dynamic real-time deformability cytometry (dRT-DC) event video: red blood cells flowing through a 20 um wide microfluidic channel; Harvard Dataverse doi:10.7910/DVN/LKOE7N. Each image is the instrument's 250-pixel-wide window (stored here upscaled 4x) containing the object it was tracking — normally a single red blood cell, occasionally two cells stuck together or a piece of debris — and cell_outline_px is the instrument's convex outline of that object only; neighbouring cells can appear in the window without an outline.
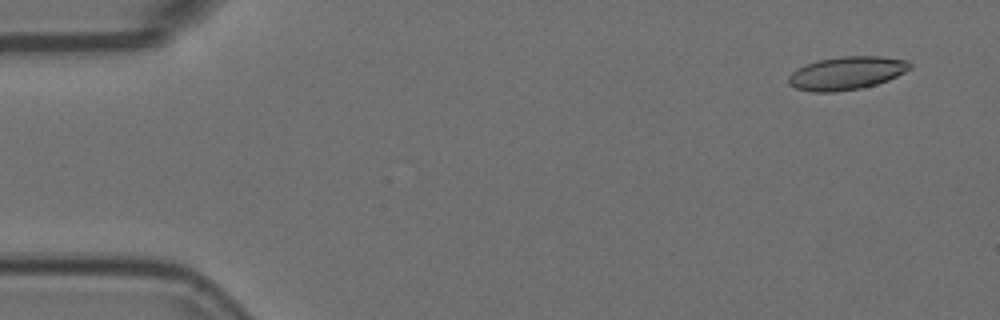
{"species": "Egyptian fruit bat (a non-hibernating species)", "species_latin": "Rousettus aegyptiacus", "temperature_condition": "room temperature", "stored_images_in_passage": 54, "camera_frame_rate_fps": 3000, "um_per_image_px": 0.085, "animal": {"sex": "female"}, "frame": {"image": 1, "passage_image": 3, "time_ms": 0.667, "image_size_px": [1000, 320], "cell_outline_px": [[912, 68], [888, 80], [876, 84], [860, 88], [836, 92], [812, 92], [796, 88], [788, 84], [788, 76], [796, 68], [820, 60], [840, 56], [880, 56], [908, 60], [912, 64]], "centroid_in_image_um": [71.96, 6.21], "position_along_channel_um": 13.0, "area_um2": 23.47}}
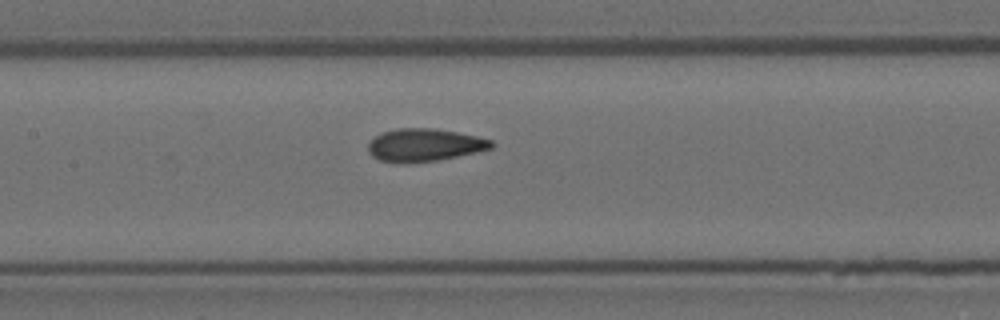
{"frame": {"image": 2, "passage_image": 25, "time_ms": 8.0, "image_size_px": [1000, 320], "cell_outline_px": [[496, 144], [492, 148], [476, 152], [436, 160], [404, 164], [380, 160], [372, 156], [368, 152], [368, 144], [376, 136], [384, 132], [396, 128], [432, 128], [456, 132], [476, 136], [492, 140]], "centroid_in_image_um": [36.07, 12.33], "position_along_channel_um": 171.3, "area_um2": 23.41}}
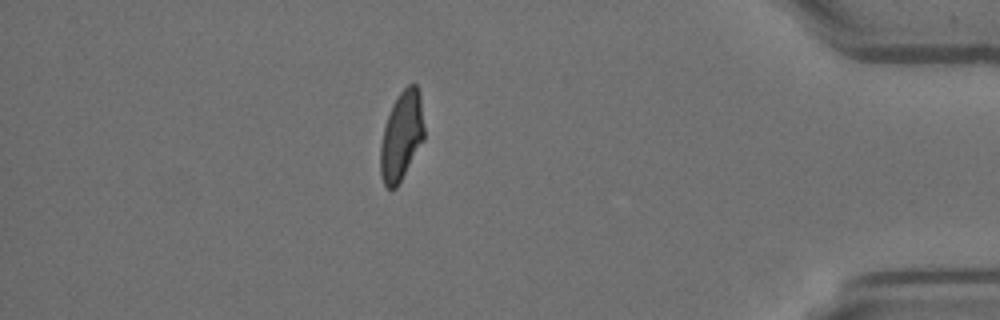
{"frame": {"image": 3, "passage_image": 47, "time_ms": 15.333, "image_size_px": [1000, 320], "cell_outline_px": [[424, 140], [396, 188], [388, 188], [384, 184], [380, 176], [380, 148], [384, 128], [392, 104], [400, 92], [408, 84], [416, 84], [420, 92], [424, 128]], "centroid_in_image_um": [34.13, 11.54], "position_along_channel_um": 401.1, "area_um2": 22.6}, "authors_computed_cell_mechanics": {"area_um2": 23.5246, "velocity_mm_per_s": 3.7244, "shape_relaxation_time_tau1_ms": 5.616, "shape_relaxation_time_tau2_ms": 0.9465, "deformation_change_tau1": 0.16, "deformation_change_tau2": 0.074}}